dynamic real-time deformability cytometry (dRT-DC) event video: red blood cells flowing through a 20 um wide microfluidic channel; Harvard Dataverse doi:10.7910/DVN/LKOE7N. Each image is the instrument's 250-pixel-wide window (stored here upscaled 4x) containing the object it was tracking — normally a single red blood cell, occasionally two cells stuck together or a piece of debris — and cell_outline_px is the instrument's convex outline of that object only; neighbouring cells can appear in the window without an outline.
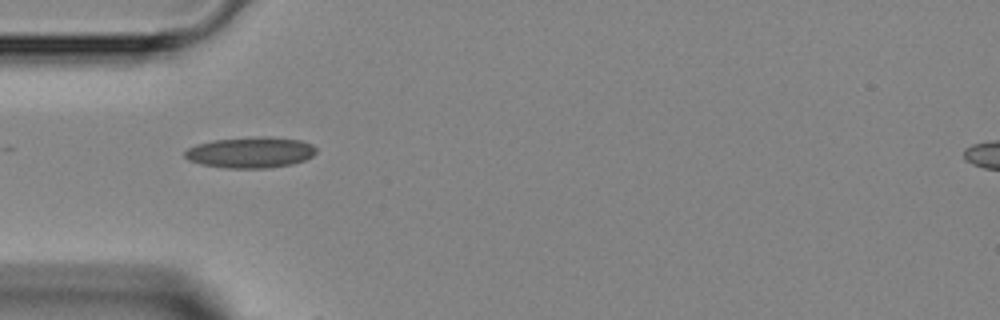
{"species": "Egyptian fruit bat (a non-hibernating species)", "species_latin": "Rousettus aegyptiacus", "temperature_condition": "room temperature", "stored_images_in_passage": 4, "camera_frame_rate_fps": 3000, "um_per_image_px": 0.085, "animal": {"sex": "female"}, "frame": {"image": 1, "passage_image": 3, "time_ms": 2.333, "image_size_px": [1000, 320], "cell_outline_px": [[316, 152], [312, 156], [304, 160], [292, 164], [268, 168], [228, 168], [200, 164], [188, 160], [184, 156], [184, 152], [188, 148], [196, 144], [216, 140], [252, 136], [268, 136], [300, 140], [312, 144], [316, 148]], "centroid_in_image_um": [21.29, 12.95], "position_along_channel_um": 63.7, "area_um2": 23.81}}